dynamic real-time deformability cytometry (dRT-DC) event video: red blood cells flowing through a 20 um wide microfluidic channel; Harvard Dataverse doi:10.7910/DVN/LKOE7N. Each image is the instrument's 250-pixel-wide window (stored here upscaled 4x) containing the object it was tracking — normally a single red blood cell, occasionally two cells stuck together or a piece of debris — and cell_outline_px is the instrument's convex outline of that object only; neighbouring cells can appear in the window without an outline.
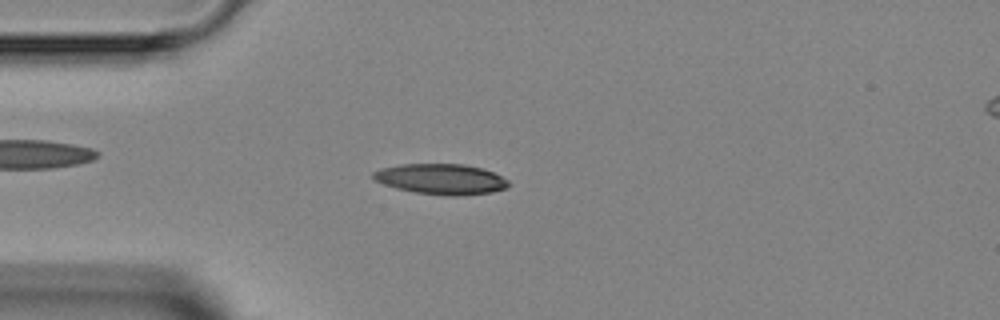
{"species": "Egyptian fruit bat (a non-hibernating species)", "species_latin": "Rousettus aegyptiacus", "temperature_condition": "room temperature", "stored_images_in_passage": 4, "camera_frame_rate_fps": 3000, "um_per_image_px": 0.085, "animal": {"sex": "female"}, "frame": {"image": 1, "passage_image": 4, "time_ms": 3.667, "image_size_px": [1000, 320], "cell_outline_px": [[512, 184], [504, 188], [492, 192], [456, 196], [448, 196], [412, 192], [396, 188], [372, 180], [372, 172], [380, 168], [400, 164], [464, 164], [484, 168], [508, 180]], "centroid_in_image_um": [37.46, 15.22], "position_along_channel_um": 47.5, "area_um2": 24.28}}